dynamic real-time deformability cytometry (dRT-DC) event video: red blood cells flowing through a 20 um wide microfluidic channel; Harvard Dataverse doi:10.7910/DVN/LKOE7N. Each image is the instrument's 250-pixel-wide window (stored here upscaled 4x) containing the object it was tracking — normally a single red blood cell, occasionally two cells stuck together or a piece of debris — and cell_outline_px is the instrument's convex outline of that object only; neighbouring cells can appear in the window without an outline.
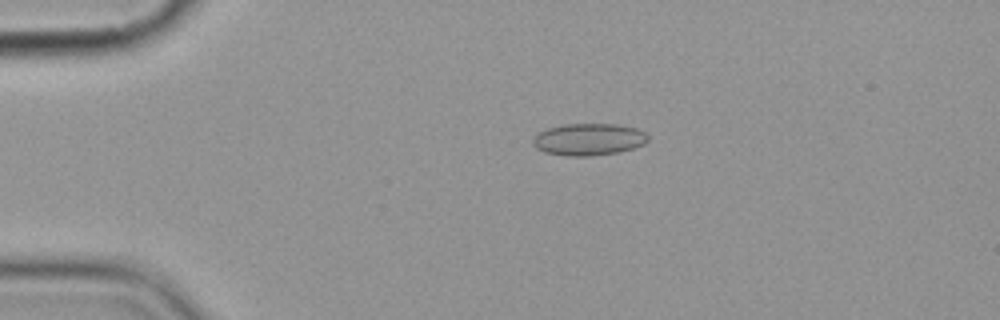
{"species": "common noctule bat (a hibernating species)", "species_latin": "Nyctalus noctula", "temperature_condition": "cold", "stored_images_in_passage": 5, "camera_frame_rate_fps": 3000, "um_per_image_px": 0.085, "animal": {"sex": "female", "body_mass_g": 19.9}, "frame": {"image": 1, "passage_image": 3, "time_ms": 3.333, "image_size_px": [1000, 320], "cell_outline_px": [[648, 140], [644, 144], [620, 152], [588, 156], [568, 156], [544, 152], [536, 148], [532, 144], [532, 140], [540, 132], [548, 128], [564, 124], [616, 124], [636, 128], [644, 132], [648, 136]], "centroid_in_image_um": [50.04, 11.85], "position_along_channel_um": 35.0, "area_um2": 21.39}}
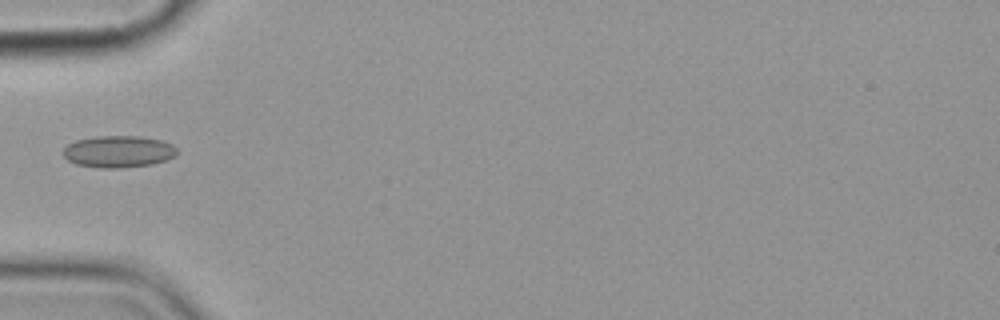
{"frame": {"image": 2, "passage_image": 5, "time_ms": 5.667, "image_size_px": [1000, 320], "cell_outline_px": [[176, 156], [152, 164], [116, 168], [100, 168], [76, 164], [68, 160], [64, 156], [64, 148], [68, 144], [76, 140], [96, 136], [140, 136], [160, 140], [172, 144], [176, 148]], "centroid_in_image_um": [10.06, 12.88], "position_along_channel_um": 74.9, "area_um2": 20.98}}